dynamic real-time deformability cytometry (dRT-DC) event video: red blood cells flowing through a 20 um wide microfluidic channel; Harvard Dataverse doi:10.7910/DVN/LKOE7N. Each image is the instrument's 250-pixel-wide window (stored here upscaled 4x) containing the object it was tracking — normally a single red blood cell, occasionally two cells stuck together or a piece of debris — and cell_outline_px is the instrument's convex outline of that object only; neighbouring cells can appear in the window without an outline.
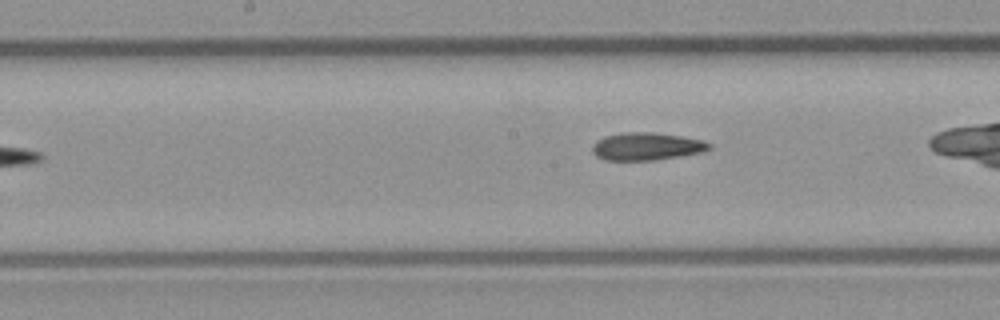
{"species": "common noctule bat (a hibernating species)", "species_latin": "Nyctalus noctula", "temperature_condition": "room temperature", "stored_images_in_passage": 7, "camera_frame_rate_fps": 3000, "um_per_image_px": 0.085, "animal": {"sex": "male", "body_mass_g": 23.1, "forearm_length_mm": 52.7}, "frame": {"image": 1, "passage_image": 7, "time_ms": 2.0, "image_size_px": [1000, 320], "cell_outline_px": [[712, 148], [700, 152], [680, 156], [656, 160], [604, 160], [596, 156], [592, 152], [592, 144], [596, 140], [604, 136], [624, 132], [652, 132], [680, 136], [700, 140], [712, 144]], "centroid_in_image_um": [54.91, 12.44], "position_along_channel_um": 193.3, "area_um2": 18.84}}